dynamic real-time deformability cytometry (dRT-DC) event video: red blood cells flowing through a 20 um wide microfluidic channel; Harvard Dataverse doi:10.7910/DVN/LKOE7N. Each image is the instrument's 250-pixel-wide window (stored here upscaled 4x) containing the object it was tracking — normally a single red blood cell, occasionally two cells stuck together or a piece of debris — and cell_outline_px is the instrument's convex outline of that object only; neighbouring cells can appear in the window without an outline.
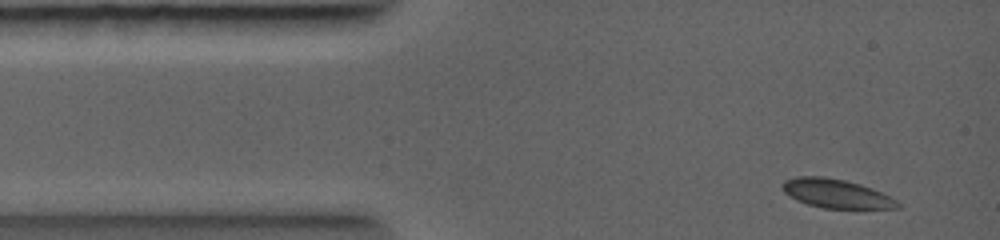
{"species": "common noctule bat (a hibernating species)", "species_latin": "Nyctalus noctula", "temperature_condition": "warm", "stored_images_in_passage": 2, "camera_frame_rate_fps": 5000, "um_per_image_px": 0.085, "animal": {"sex": "female", "body_mass_g": 19.0, "forearm_length_mm": 56.7}, "frame": {"image": 1, "passage_image": 1, "time_ms": 0.0, "image_size_px": [1000, 240], "cell_outline_px": [[904, 204], [900, 208], [824, 208], [808, 204], [796, 200], [788, 196], [780, 188], [780, 184], [784, 180], [800, 176], [816, 176], [844, 180], [880, 192]], "centroid_in_image_um": [71.02, 16.46], "position_along_channel_um": 14.0, "area_um2": 19.13}}